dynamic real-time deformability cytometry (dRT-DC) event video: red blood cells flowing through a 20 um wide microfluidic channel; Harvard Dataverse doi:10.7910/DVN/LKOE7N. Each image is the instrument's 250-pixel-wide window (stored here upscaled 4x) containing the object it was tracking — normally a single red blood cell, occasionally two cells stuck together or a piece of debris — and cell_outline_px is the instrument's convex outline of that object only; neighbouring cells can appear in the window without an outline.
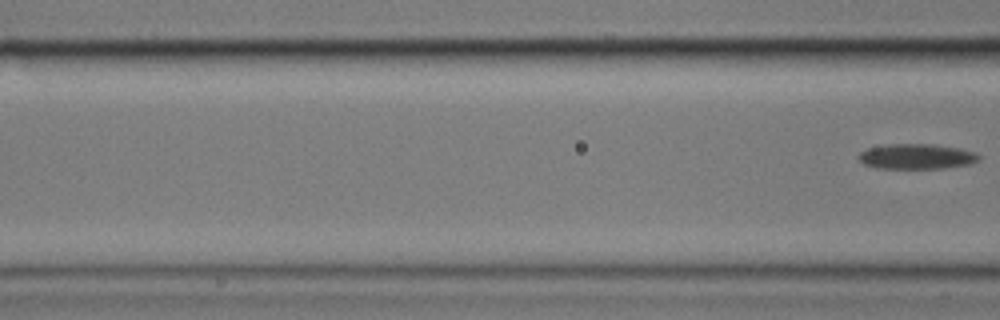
{"species": "common noctule bat (a hibernating species)", "species_latin": "Nyctalus noctula", "temperature_condition": "cold", "stored_images_in_passage": 3, "segment_of_instrument_passage": [2, 2], "camera_frame_rate_fps": 3000, "um_per_image_px": 0.085, "animal": {"sex": "male", "body_mass_g": 17.9}, "frame": {"image": 1, "passage_image": 3, "time_ms": 5.0, "image_size_px": [1000, 320], "cell_outline_px": [[980, 160], [972, 164], [944, 168], [876, 168], [864, 164], [856, 156], [860, 152], [868, 148], [892, 144], [932, 144], [960, 148], [976, 152], [980, 156]], "centroid_in_image_um": [77.95, 13.3], "position_along_channel_um": 88.7, "area_um2": 17.74}}